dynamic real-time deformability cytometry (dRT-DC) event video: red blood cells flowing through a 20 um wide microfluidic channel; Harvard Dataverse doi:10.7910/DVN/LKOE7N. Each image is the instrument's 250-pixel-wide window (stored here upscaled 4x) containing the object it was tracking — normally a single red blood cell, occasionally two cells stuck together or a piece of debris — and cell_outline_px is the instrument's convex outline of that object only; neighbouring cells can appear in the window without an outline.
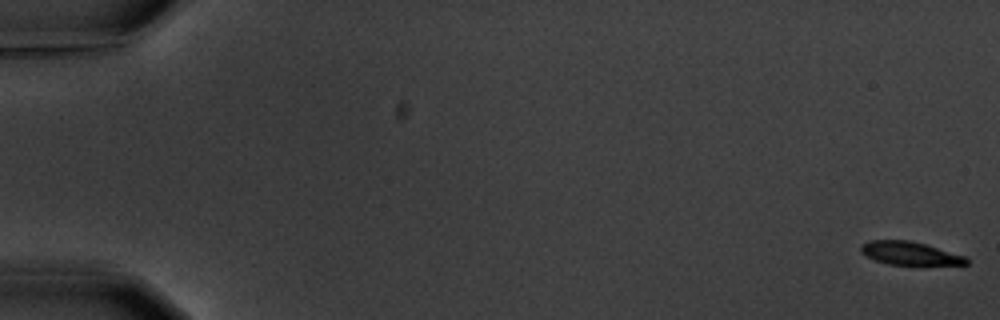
{"species": "common noctule bat (a hibernating species)", "species_latin": "Nyctalus noctula", "temperature_condition": "warm", "stored_images_in_passage": 5, "camera_frame_rate_fps": 3000, "um_per_image_px": 0.085, "animal": {"sex": "male", "body_mass_g": 20.1, "forearm_length_mm": 53.5}, "frame": {"image": 1, "passage_image": 1, "time_ms": 0.0, "image_size_px": [1000, 320], "cell_outline_px": [[968, 264], [888, 264], [864, 256], [860, 252], [860, 244], [868, 240], [908, 240], [924, 244], [964, 256], [968, 260]], "centroid_in_image_um": [77.23, 21.51], "position_along_channel_um": 7.8, "area_um2": 13.99}}
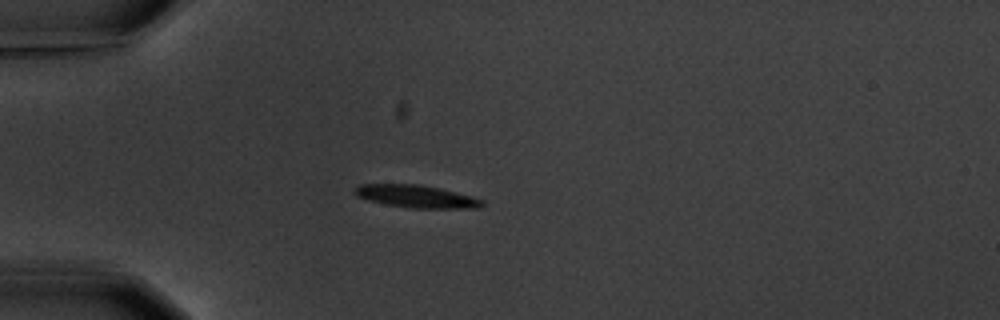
{"frame": {"image": 2, "passage_image": 5, "time_ms": 5.333, "image_size_px": [1000, 320], "cell_outline_px": [[484, 204], [476, 208], [412, 208], [388, 204], [368, 200], [356, 196], [352, 192], [352, 188], [360, 184], [420, 184], [440, 188], [472, 196], [484, 200]], "centroid_in_image_um": [35.35, 16.68], "position_along_channel_um": 49.6, "area_um2": 16.82}}